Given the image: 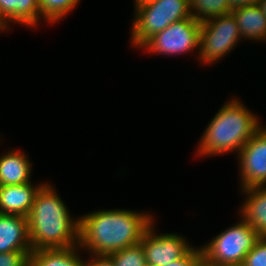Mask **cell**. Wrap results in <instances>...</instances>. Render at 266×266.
I'll return each mask as SVG.
<instances>
[{"label": "cell", "instance_id": "cell-23", "mask_svg": "<svg viewBox=\"0 0 266 266\" xmlns=\"http://www.w3.org/2000/svg\"><path fill=\"white\" fill-rule=\"evenodd\" d=\"M92 261L84 262V266H115L113 260L109 256L95 255Z\"/></svg>", "mask_w": 266, "mask_h": 266}, {"label": "cell", "instance_id": "cell-16", "mask_svg": "<svg viewBox=\"0 0 266 266\" xmlns=\"http://www.w3.org/2000/svg\"><path fill=\"white\" fill-rule=\"evenodd\" d=\"M76 249L77 246L33 250L29 256V266H84Z\"/></svg>", "mask_w": 266, "mask_h": 266}, {"label": "cell", "instance_id": "cell-11", "mask_svg": "<svg viewBox=\"0 0 266 266\" xmlns=\"http://www.w3.org/2000/svg\"><path fill=\"white\" fill-rule=\"evenodd\" d=\"M42 185L31 183L0 186V214L28 216L37 191Z\"/></svg>", "mask_w": 266, "mask_h": 266}, {"label": "cell", "instance_id": "cell-5", "mask_svg": "<svg viewBox=\"0 0 266 266\" xmlns=\"http://www.w3.org/2000/svg\"><path fill=\"white\" fill-rule=\"evenodd\" d=\"M243 221V222H242ZM260 236L244 219L201 248L202 258L218 266H242Z\"/></svg>", "mask_w": 266, "mask_h": 266}, {"label": "cell", "instance_id": "cell-25", "mask_svg": "<svg viewBox=\"0 0 266 266\" xmlns=\"http://www.w3.org/2000/svg\"><path fill=\"white\" fill-rule=\"evenodd\" d=\"M257 4L260 6L262 12L266 16V0H258Z\"/></svg>", "mask_w": 266, "mask_h": 266}, {"label": "cell", "instance_id": "cell-8", "mask_svg": "<svg viewBox=\"0 0 266 266\" xmlns=\"http://www.w3.org/2000/svg\"><path fill=\"white\" fill-rule=\"evenodd\" d=\"M242 189L266 186V128H260L238 153Z\"/></svg>", "mask_w": 266, "mask_h": 266}, {"label": "cell", "instance_id": "cell-2", "mask_svg": "<svg viewBox=\"0 0 266 266\" xmlns=\"http://www.w3.org/2000/svg\"><path fill=\"white\" fill-rule=\"evenodd\" d=\"M54 191L52 186L42 184L27 216L32 251L79 244V219H71L64 202Z\"/></svg>", "mask_w": 266, "mask_h": 266}, {"label": "cell", "instance_id": "cell-27", "mask_svg": "<svg viewBox=\"0 0 266 266\" xmlns=\"http://www.w3.org/2000/svg\"><path fill=\"white\" fill-rule=\"evenodd\" d=\"M196 266H218V265L210 264L209 262L205 261V260L202 258Z\"/></svg>", "mask_w": 266, "mask_h": 266}, {"label": "cell", "instance_id": "cell-24", "mask_svg": "<svg viewBox=\"0 0 266 266\" xmlns=\"http://www.w3.org/2000/svg\"><path fill=\"white\" fill-rule=\"evenodd\" d=\"M232 9L252 5L258 2V0H228Z\"/></svg>", "mask_w": 266, "mask_h": 266}, {"label": "cell", "instance_id": "cell-15", "mask_svg": "<svg viewBox=\"0 0 266 266\" xmlns=\"http://www.w3.org/2000/svg\"><path fill=\"white\" fill-rule=\"evenodd\" d=\"M0 15L8 23L13 21L36 26L40 18L38 0H0Z\"/></svg>", "mask_w": 266, "mask_h": 266}, {"label": "cell", "instance_id": "cell-12", "mask_svg": "<svg viewBox=\"0 0 266 266\" xmlns=\"http://www.w3.org/2000/svg\"><path fill=\"white\" fill-rule=\"evenodd\" d=\"M248 194L242 206V218L260 237H266V187L255 186L243 189Z\"/></svg>", "mask_w": 266, "mask_h": 266}, {"label": "cell", "instance_id": "cell-13", "mask_svg": "<svg viewBox=\"0 0 266 266\" xmlns=\"http://www.w3.org/2000/svg\"><path fill=\"white\" fill-rule=\"evenodd\" d=\"M242 37L251 40H266V16L260 6L255 3L232 9Z\"/></svg>", "mask_w": 266, "mask_h": 266}, {"label": "cell", "instance_id": "cell-19", "mask_svg": "<svg viewBox=\"0 0 266 266\" xmlns=\"http://www.w3.org/2000/svg\"><path fill=\"white\" fill-rule=\"evenodd\" d=\"M109 257L115 266H148L141 243L117 251Z\"/></svg>", "mask_w": 266, "mask_h": 266}, {"label": "cell", "instance_id": "cell-6", "mask_svg": "<svg viewBox=\"0 0 266 266\" xmlns=\"http://www.w3.org/2000/svg\"><path fill=\"white\" fill-rule=\"evenodd\" d=\"M213 20V21H212ZM242 38L232 13L216 16L201 23L200 59L204 63L220 60Z\"/></svg>", "mask_w": 266, "mask_h": 266}, {"label": "cell", "instance_id": "cell-3", "mask_svg": "<svg viewBox=\"0 0 266 266\" xmlns=\"http://www.w3.org/2000/svg\"><path fill=\"white\" fill-rule=\"evenodd\" d=\"M257 116L237 99L229 101L216 113L202 136L198 154L217 155L237 151L261 128Z\"/></svg>", "mask_w": 266, "mask_h": 266}, {"label": "cell", "instance_id": "cell-9", "mask_svg": "<svg viewBox=\"0 0 266 266\" xmlns=\"http://www.w3.org/2000/svg\"><path fill=\"white\" fill-rule=\"evenodd\" d=\"M152 225L146 230L140 242L148 266H163L177 261L192 249L187 245V241L177 234L153 235Z\"/></svg>", "mask_w": 266, "mask_h": 266}, {"label": "cell", "instance_id": "cell-18", "mask_svg": "<svg viewBox=\"0 0 266 266\" xmlns=\"http://www.w3.org/2000/svg\"><path fill=\"white\" fill-rule=\"evenodd\" d=\"M40 17L48 22H56L74 9L79 0H38Z\"/></svg>", "mask_w": 266, "mask_h": 266}, {"label": "cell", "instance_id": "cell-22", "mask_svg": "<svg viewBox=\"0 0 266 266\" xmlns=\"http://www.w3.org/2000/svg\"><path fill=\"white\" fill-rule=\"evenodd\" d=\"M202 259V250L192 248L184 257L163 266H196Z\"/></svg>", "mask_w": 266, "mask_h": 266}, {"label": "cell", "instance_id": "cell-10", "mask_svg": "<svg viewBox=\"0 0 266 266\" xmlns=\"http://www.w3.org/2000/svg\"><path fill=\"white\" fill-rule=\"evenodd\" d=\"M32 251L28 232V218L0 214V253Z\"/></svg>", "mask_w": 266, "mask_h": 266}, {"label": "cell", "instance_id": "cell-14", "mask_svg": "<svg viewBox=\"0 0 266 266\" xmlns=\"http://www.w3.org/2000/svg\"><path fill=\"white\" fill-rule=\"evenodd\" d=\"M24 153L10 151L0 156V186L29 183L30 162Z\"/></svg>", "mask_w": 266, "mask_h": 266}, {"label": "cell", "instance_id": "cell-20", "mask_svg": "<svg viewBox=\"0 0 266 266\" xmlns=\"http://www.w3.org/2000/svg\"><path fill=\"white\" fill-rule=\"evenodd\" d=\"M242 266H266V237H260L245 256Z\"/></svg>", "mask_w": 266, "mask_h": 266}, {"label": "cell", "instance_id": "cell-28", "mask_svg": "<svg viewBox=\"0 0 266 266\" xmlns=\"http://www.w3.org/2000/svg\"><path fill=\"white\" fill-rule=\"evenodd\" d=\"M149 1H152V0H135V7H137V6H139V5H142V4H145V3H147V2H149Z\"/></svg>", "mask_w": 266, "mask_h": 266}, {"label": "cell", "instance_id": "cell-21", "mask_svg": "<svg viewBox=\"0 0 266 266\" xmlns=\"http://www.w3.org/2000/svg\"><path fill=\"white\" fill-rule=\"evenodd\" d=\"M32 251H13L0 253V266H29Z\"/></svg>", "mask_w": 266, "mask_h": 266}, {"label": "cell", "instance_id": "cell-4", "mask_svg": "<svg viewBox=\"0 0 266 266\" xmlns=\"http://www.w3.org/2000/svg\"><path fill=\"white\" fill-rule=\"evenodd\" d=\"M132 43L142 47L170 24L191 17L189 0H152L135 8Z\"/></svg>", "mask_w": 266, "mask_h": 266}, {"label": "cell", "instance_id": "cell-7", "mask_svg": "<svg viewBox=\"0 0 266 266\" xmlns=\"http://www.w3.org/2000/svg\"><path fill=\"white\" fill-rule=\"evenodd\" d=\"M201 23L194 17L170 24L166 29L152 36L142 48L149 52L179 54L199 47Z\"/></svg>", "mask_w": 266, "mask_h": 266}, {"label": "cell", "instance_id": "cell-26", "mask_svg": "<svg viewBox=\"0 0 266 266\" xmlns=\"http://www.w3.org/2000/svg\"><path fill=\"white\" fill-rule=\"evenodd\" d=\"M8 25L7 22L3 19V17L0 15V30L7 29Z\"/></svg>", "mask_w": 266, "mask_h": 266}, {"label": "cell", "instance_id": "cell-17", "mask_svg": "<svg viewBox=\"0 0 266 266\" xmlns=\"http://www.w3.org/2000/svg\"><path fill=\"white\" fill-rule=\"evenodd\" d=\"M189 4L192 17L200 23L232 11L228 0H189Z\"/></svg>", "mask_w": 266, "mask_h": 266}, {"label": "cell", "instance_id": "cell-1", "mask_svg": "<svg viewBox=\"0 0 266 266\" xmlns=\"http://www.w3.org/2000/svg\"><path fill=\"white\" fill-rule=\"evenodd\" d=\"M145 213L103 210L79 218V245L92 255L110 256L138 244L153 223Z\"/></svg>", "mask_w": 266, "mask_h": 266}]
</instances>
